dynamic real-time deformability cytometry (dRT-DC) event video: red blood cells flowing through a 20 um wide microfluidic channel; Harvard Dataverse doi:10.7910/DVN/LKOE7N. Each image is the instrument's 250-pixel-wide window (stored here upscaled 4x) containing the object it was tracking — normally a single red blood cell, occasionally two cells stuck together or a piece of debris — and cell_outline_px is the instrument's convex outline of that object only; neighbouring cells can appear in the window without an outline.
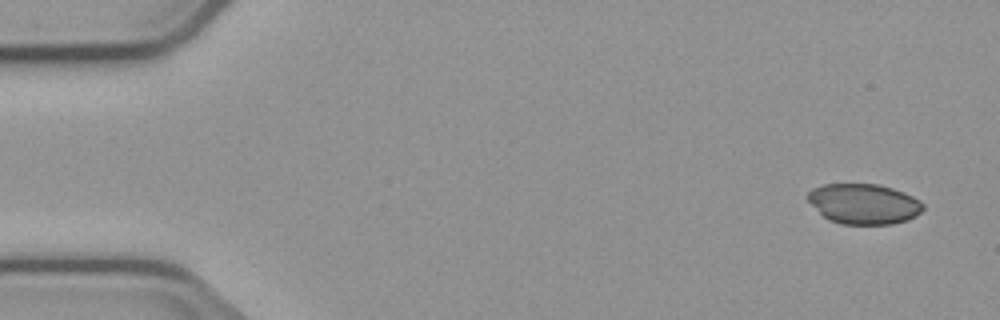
{"species": "common noctule bat (a hibernating species)", "species_latin": "Nyctalus noctula", "temperature_condition": "cold", "stored_images_in_passage": 8, "camera_frame_rate_fps": 3000, "um_per_image_px": 0.085, "animal": {"sex": "male", "body_mass_g": 23.1, "forearm_length_mm": 52.7}, "frame": {"image": 1, "passage_image": 1, "time_ms": 0.0, "image_size_px": [1000, 320], "cell_outline_px": [[924, 208], [920, 212], [908, 220], [892, 224], [840, 224], [828, 220], [804, 196], [812, 188], [824, 184], [880, 184], [904, 192], [920, 200], [924, 204]], "centroid_in_image_um": [73.42, 17.32], "position_along_channel_um": 11.6, "area_um2": 27.17}}
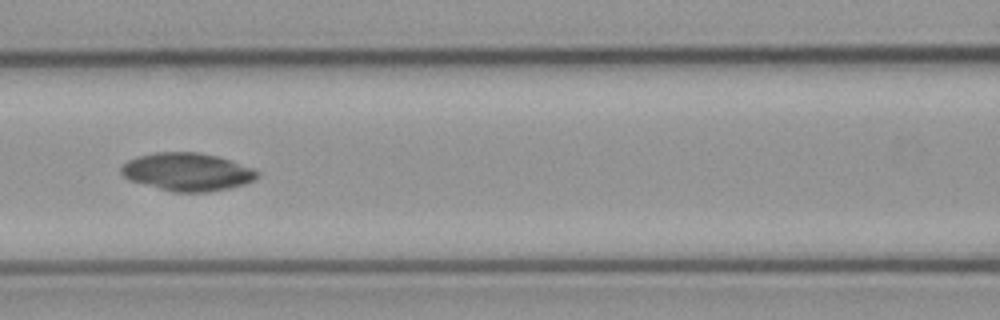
{"frame": {"image": 2, "passage_image": 7, "time_ms": 7.0, "image_size_px": [1000, 320], "cell_outline_px": [[260, 172], [252, 180], [244, 184], [228, 188], [208, 192], [172, 192], [128, 180], [120, 172], [120, 168], [128, 160], [136, 156], [156, 152], [200, 152], [216, 156], [256, 168]], "centroid_in_image_um": [15.9, 14.6], "position_along_channel_um": 150.7, "area_um2": 30.17}}
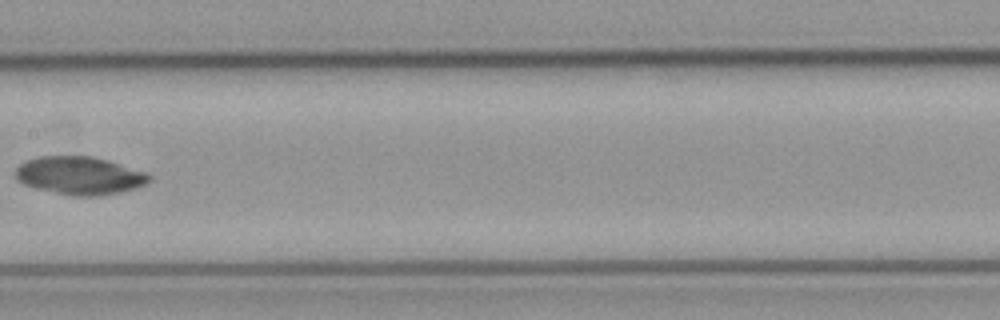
{"frame": {"image": 3, "passage_image": 8, "time_ms": 8.333, "image_size_px": [1000, 320], "cell_outline_px": [[152, 180], [148, 184], [136, 188], [120, 192], [100, 196], [72, 196], [36, 188], [24, 184], [16, 180], [16, 168], [20, 164], [28, 160], [40, 156], [92, 156], [108, 160], [148, 172], [152, 176]], "centroid_in_image_um": [6.83, 14.93], "position_along_channel_um": 200.6, "area_um2": 29.88}}